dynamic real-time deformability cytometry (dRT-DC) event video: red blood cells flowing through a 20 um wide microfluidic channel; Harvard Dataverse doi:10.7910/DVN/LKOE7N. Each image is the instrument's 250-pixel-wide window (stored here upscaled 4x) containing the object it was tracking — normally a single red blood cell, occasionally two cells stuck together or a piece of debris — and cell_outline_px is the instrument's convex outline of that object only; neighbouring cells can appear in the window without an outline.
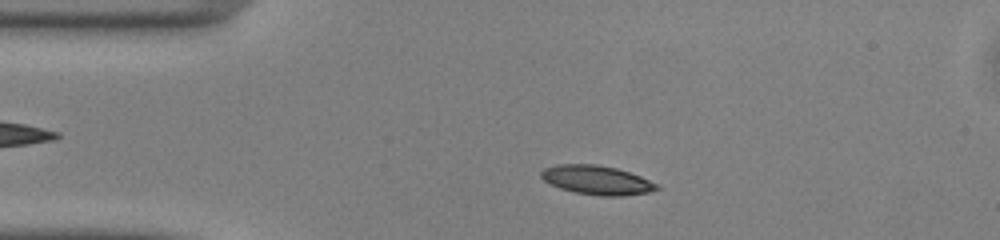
{"species": "common noctule bat (a hibernating species)", "species_latin": "Nyctalus noctula", "temperature_condition": "warm", "stored_images_in_passage": 41, "camera_frame_rate_fps": 3000, "um_per_image_px": 0.085, "animal": {"sex": "male", "body_mass_g": 13.0, "forearm_length_mm": 53.1}, "frame": {"image": 1, "passage_image": 2, "time_ms": 0.333, "image_size_px": [1000, 240], "cell_outline_px": [[660, 188], [648, 192], [624, 196], [600, 196], [576, 192], [560, 188], [544, 180], [540, 176], [540, 172], [544, 168], [556, 164], [596, 164], [616, 168], [640, 176], [660, 184]], "centroid_in_image_um": [50.75, 15.3], "position_along_channel_um": 34.3, "area_um2": 19.59}}
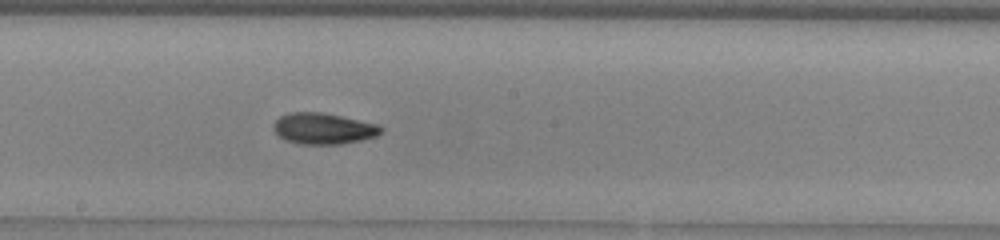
{"frame": {"image": 2, "passage_image": 18, "time_ms": 5.667, "image_size_px": [1000, 240], "cell_outline_px": [[384, 132], [376, 136], [360, 140], [340, 144], [300, 144], [288, 140], [280, 136], [272, 128], [276, 120], [280, 116], [288, 112], [324, 112], [376, 124], [384, 128]], "centroid_in_image_um": [27.5, 10.92], "position_along_channel_um": 220.7, "area_um2": 19.42}}
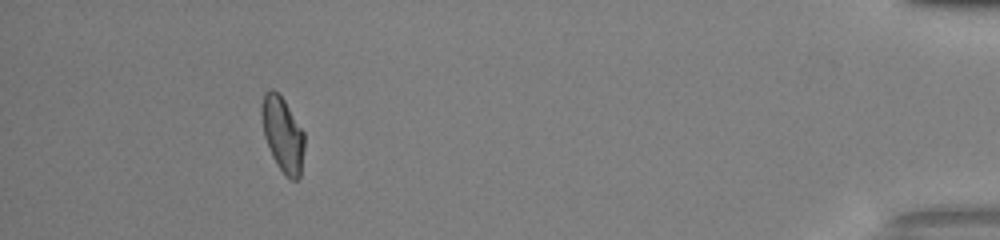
{"frame": {"image": 3, "passage_image": 37, "time_ms": 12.0, "image_size_px": [1000, 240], "cell_outline_px": [[304, 148], [300, 176], [296, 180], [292, 180], [284, 176], [276, 164], [272, 156], [264, 136], [260, 112], [260, 104], [264, 92], [268, 88], [272, 88], [284, 100], [304, 132]], "centroid_in_image_um": [24.0, 11.41], "position_along_channel_um": 411.2, "area_um2": 18.9}, "authors_computed_cell_mechanics": {"area_um2": 19.0162, "velocity_mm_per_s": 4.1174, "shape_relaxation_time_tau1_ms": 10.499, "shape_relaxation_time_tau2_ms": 4.1924, "deformation_change_tau1": 0.2597, "deformation_change_tau2": 0.0997}}